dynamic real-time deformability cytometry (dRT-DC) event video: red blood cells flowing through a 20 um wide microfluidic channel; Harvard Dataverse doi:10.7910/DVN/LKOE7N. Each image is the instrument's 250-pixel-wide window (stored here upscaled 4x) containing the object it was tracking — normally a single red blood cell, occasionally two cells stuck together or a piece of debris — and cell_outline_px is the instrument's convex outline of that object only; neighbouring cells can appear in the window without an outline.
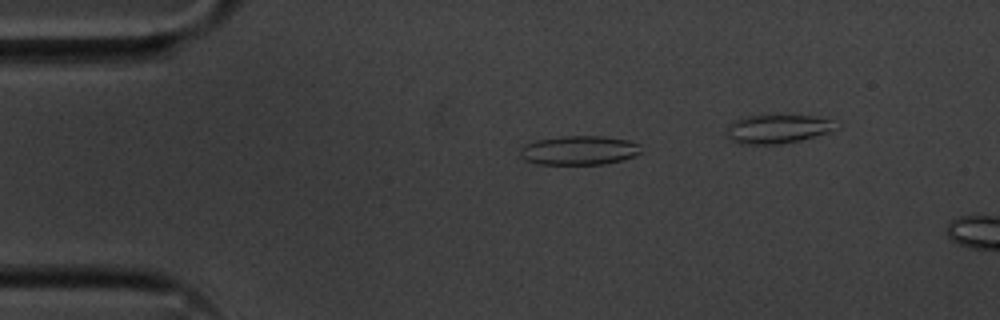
{"species": "common noctule bat (a hibernating species)", "species_latin": "Nyctalus noctula", "temperature_condition": "cold", "stored_images_in_passage": 16, "camera_frame_rate_fps": 3000, "um_per_image_px": 0.085, "animal": {"sex": "male", "body_mass_g": 20.1, "forearm_length_mm": 53.5}, "frame": {"image": 1, "passage_image": 12, "time_ms": 3.667, "image_size_px": [1000, 320], "cell_outline_px": [[640, 152], [636, 156], [604, 164], [536, 164], [524, 160], [520, 156], [520, 148], [524, 144], [536, 140], [564, 136], [600, 136], [628, 140], [640, 144]], "centroid_in_image_um": [49.19, 12.78], "position_along_channel_um": 35.8, "area_um2": 20.58}}